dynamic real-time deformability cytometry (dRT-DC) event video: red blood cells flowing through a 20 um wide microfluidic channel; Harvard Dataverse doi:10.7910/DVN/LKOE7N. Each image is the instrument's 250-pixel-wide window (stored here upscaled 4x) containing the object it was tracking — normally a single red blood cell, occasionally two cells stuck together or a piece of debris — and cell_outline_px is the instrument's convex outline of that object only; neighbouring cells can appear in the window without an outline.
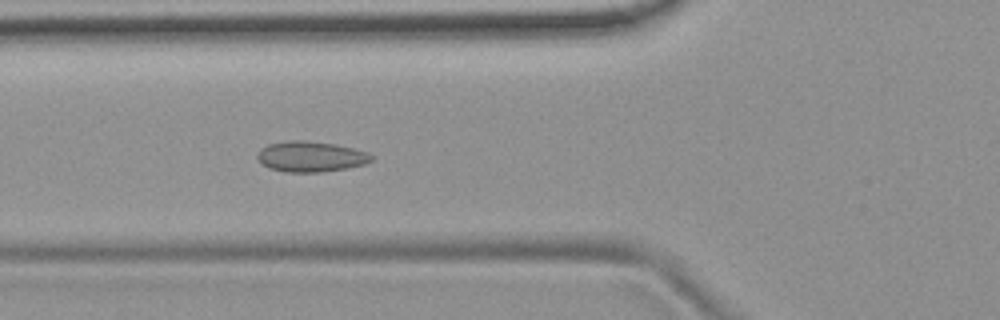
{"species": "common noctule bat (a hibernating species)", "species_latin": "Nyctalus noctula", "temperature_condition": "room temperature", "stored_images_in_passage": 43, "camera_frame_rate_fps": 3000, "um_per_image_px": 0.085, "animal": {"sex": "female", "body_mass_g": 19.9}, "frame": {"image": 1, "passage_image": 16, "time_ms": 5.0, "image_size_px": [1000, 320], "cell_outline_px": [[372, 160], [364, 164], [348, 168], [320, 172], [284, 172], [268, 168], [256, 156], [260, 148], [268, 144], [292, 140], [304, 140], [336, 144], [368, 152], [372, 156]], "centroid_in_image_um": [26.4, 13.31], "position_along_channel_um": 99.4, "area_um2": 20.29}}
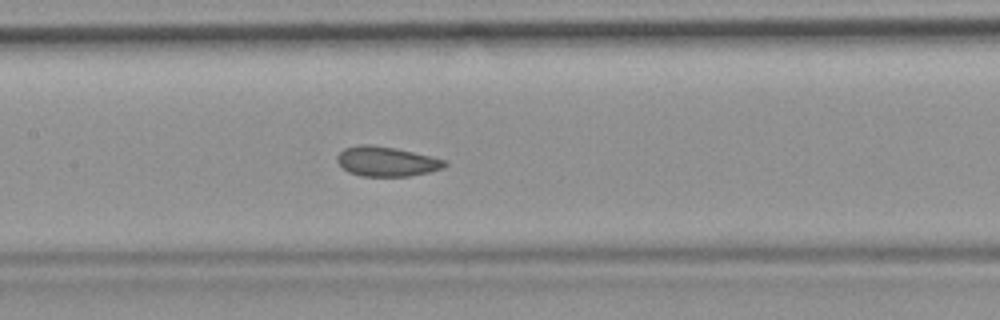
{"frame": {"image": 2, "passage_image": 22, "time_ms": 7.0, "image_size_px": [1000, 320], "cell_outline_px": [[448, 164], [444, 168], [428, 172], [408, 176], [360, 176], [348, 172], [336, 160], [336, 156], [344, 148], [360, 144], [368, 144], [396, 148], [444, 160]], "centroid_in_image_um": [32.82, 13.72], "position_along_channel_um": 174.6, "area_um2": 18.5}}
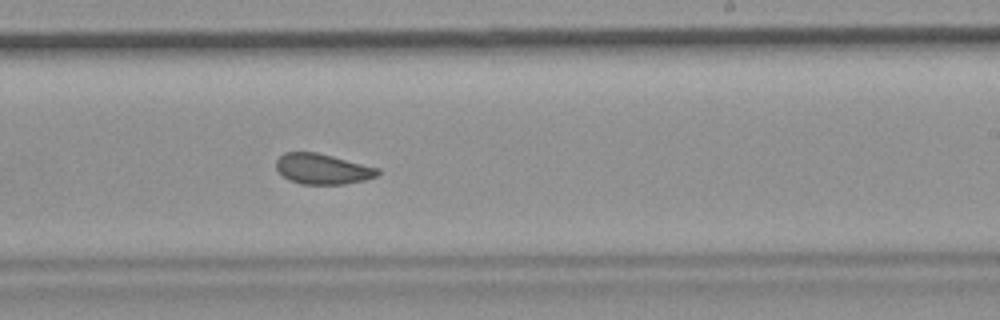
{"frame": {"image": 3, "passage_image": 29, "time_ms": 9.333, "image_size_px": [1000, 320], "cell_outline_px": [[380, 172], [376, 176], [364, 180], [344, 184], [300, 184], [288, 180], [276, 168], [276, 160], [284, 152], [316, 152], [380, 168]], "centroid_in_image_um": [27.41, 14.36], "position_along_channel_um": 261.6, "area_um2": 17.98}, "authors_computed_cell_mechanics": {"area_um2": 18.8428, "velocity_mm_per_s": 3.7601, "shape_relaxation_time_tau1_ms": null, "shape_relaxation_time_tau2_ms": 1.9523, "deformation_change_tau1": null, "deformation_change_tau2": 0.068}}